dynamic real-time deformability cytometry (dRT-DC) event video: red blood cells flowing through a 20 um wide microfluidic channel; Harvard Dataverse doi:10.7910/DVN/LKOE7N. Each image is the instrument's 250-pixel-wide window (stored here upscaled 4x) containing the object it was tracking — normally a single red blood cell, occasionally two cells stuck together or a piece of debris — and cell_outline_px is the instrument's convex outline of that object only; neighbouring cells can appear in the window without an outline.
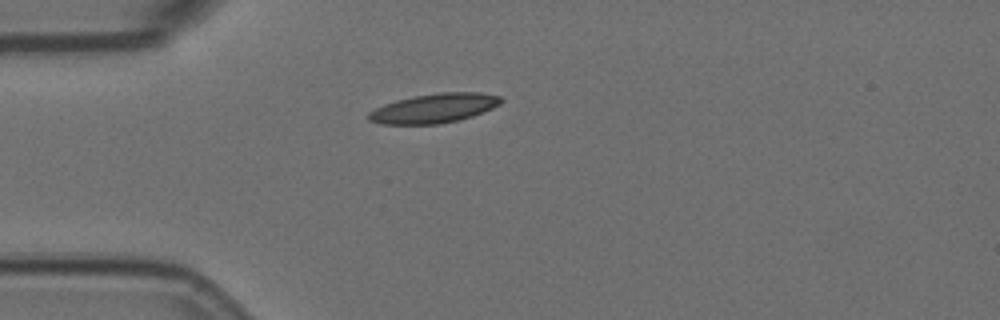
{"species": "Egyptian fruit bat (a non-hibernating species)", "species_latin": "Rousettus aegyptiacus", "temperature_condition": "room temperature", "stored_images_in_passage": 1, "camera_frame_rate_fps": 3000, "um_per_image_px": 0.085, "animal": {"sex": "female"}, "frame": {"image": 1, "passage_image": 1, "time_ms": 0.0, "image_size_px": [1000, 320], "cell_outline_px": [[504, 100], [500, 104], [492, 108], [472, 116], [460, 120], [440, 124], [380, 124], [368, 120], [368, 112], [384, 104], [396, 100], [412, 96], [440, 92], [480, 92], [500, 96]], "centroid_in_image_um": [36.9, 9.2], "position_along_channel_um": 48.1, "area_um2": 22.77}}